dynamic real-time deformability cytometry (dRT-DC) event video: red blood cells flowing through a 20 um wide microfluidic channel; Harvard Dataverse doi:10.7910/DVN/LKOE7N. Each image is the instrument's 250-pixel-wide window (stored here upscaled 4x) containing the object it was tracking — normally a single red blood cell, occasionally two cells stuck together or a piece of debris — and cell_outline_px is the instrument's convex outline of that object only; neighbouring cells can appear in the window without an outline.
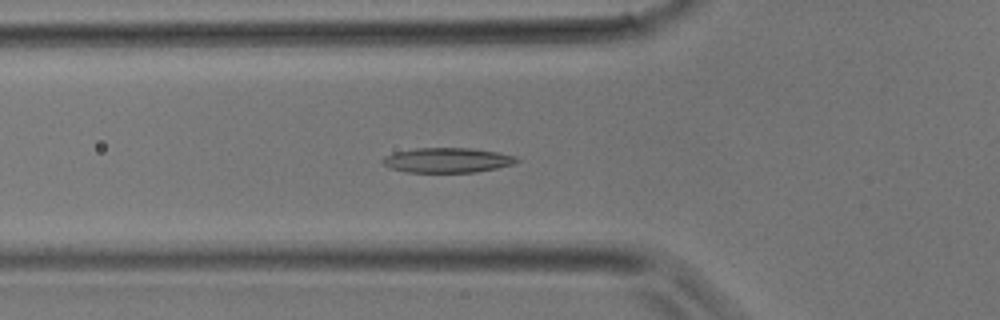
{"species": "common noctule bat (a hibernating species)", "species_latin": "Nyctalus noctula", "temperature_condition": "room temperature", "stored_images_in_passage": 29, "camera_frame_rate_fps": 3000, "um_per_image_px": 0.085, "animal": {"sex": "male", "body_mass_g": 17.9}, "frame": {"image": 1, "passage_image": 4, "time_ms": 1.0, "image_size_px": [1000, 320], "cell_outline_px": [[520, 160], [512, 164], [496, 168], [476, 172], [408, 172], [392, 168], [380, 164], [380, 160], [384, 156], [392, 152], [416, 148], [468, 148], [496, 152], [516, 156]], "centroid_in_image_um": [37.96, 13.61], "position_along_channel_um": 87.8, "area_um2": 19.42}}
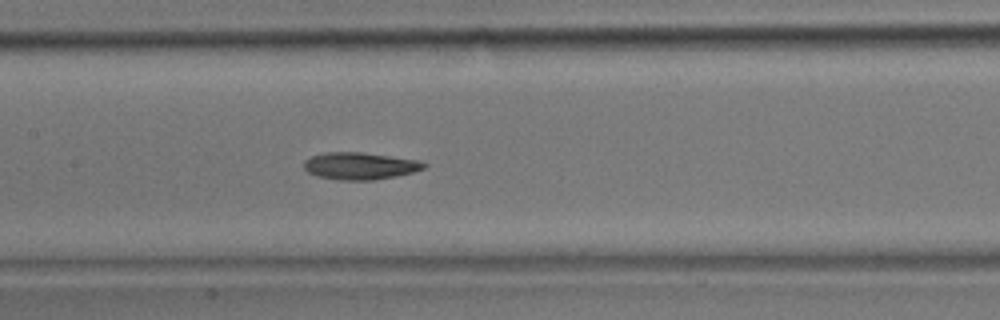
{"frame": {"image": 2, "passage_image": 9, "time_ms": 2.667, "image_size_px": [1000, 320], "cell_outline_px": [[428, 164], [424, 168], [412, 172], [396, 176], [372, 180], [336, 180], [316, 176], [308, 172], [304, 168], [304, 160], [312, 156], [324, 152], [364, 152], [420, 160]], "centroid_in_image_um": [30.59, 14.1], "position_along_channel_um": 176.8, "area_um2": 19.13}}
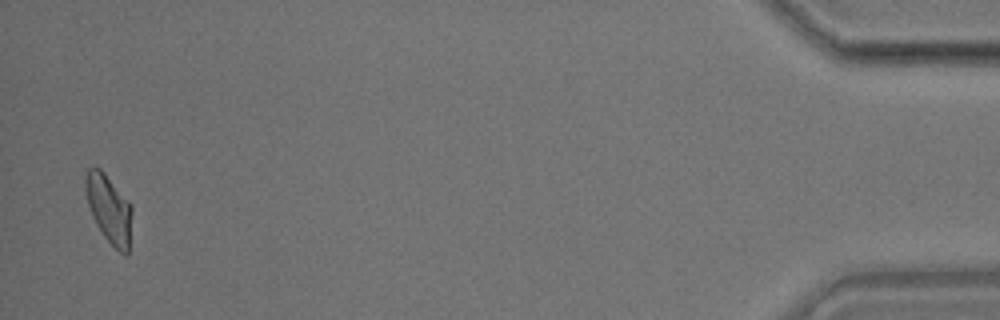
{"frame": {"image": 3, "passage_image": 28, "time_ms": 9.0, "image_size_px": [1000, 320], "cell_outline_px": [[132, 212], [128, 252], [124, 256], [104, 236], [96, 224], [92, 216], [88, 204], [84, 188], [84, 180], [88, 168], [100, 168], [104, 172], [132, 204]], "centroid_in_image_um": [9.26, 17.73], "position_along_channel_um": 425.9, "area_um2": 18.44}}